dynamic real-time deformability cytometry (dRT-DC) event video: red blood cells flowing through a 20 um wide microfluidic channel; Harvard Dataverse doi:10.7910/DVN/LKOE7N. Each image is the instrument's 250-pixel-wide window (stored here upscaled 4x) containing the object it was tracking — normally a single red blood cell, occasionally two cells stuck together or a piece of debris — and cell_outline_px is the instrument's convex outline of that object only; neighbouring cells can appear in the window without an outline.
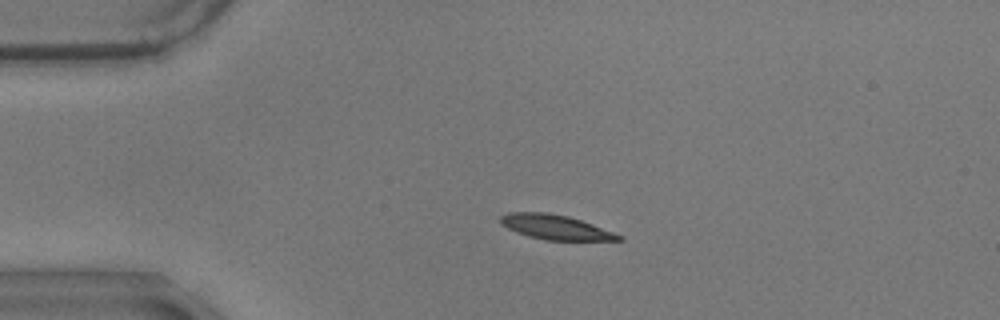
{"species": "common noctule bat (a hibernating species)", "species_latin": "Nyctalus noctula", "temperature_condition": "warm", "stored_images_in_passage": 12, "camera_frame_rate_fps": 3000, "um_per_image_px": 0.085, "animal": {"sex": "male", "body_mass_g": 17.9}, "frame": {"image": 1, "passage_image": 1, "time_ms": 0.0, "image_size_px": [1000, 320], "cell_outline_px": [[624, 240], [548, 240], [528, 236], [516, 232], [500, 224], [500, 216], [508, 212], [548, 212], [568, 216], [592, 224], [624, 236]], "centroid_in_image_um": [47.2, 19.3], "position_along_channel_um": 37.8, "area_um2": 16.94}}